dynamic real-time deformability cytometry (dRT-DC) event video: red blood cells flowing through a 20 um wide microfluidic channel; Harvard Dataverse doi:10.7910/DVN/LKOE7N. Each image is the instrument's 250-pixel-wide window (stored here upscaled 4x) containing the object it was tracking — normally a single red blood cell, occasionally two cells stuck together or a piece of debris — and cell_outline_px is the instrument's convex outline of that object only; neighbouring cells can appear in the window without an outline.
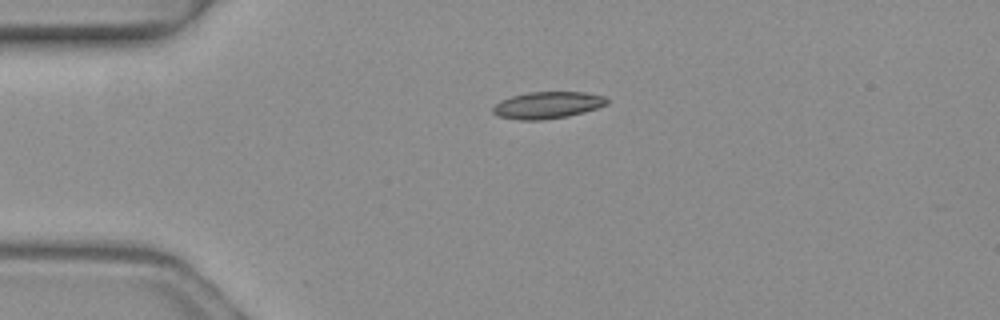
{"species": "common noctule bat (a hibernating species)", "species_latin": "Nyctalus noctula", "temperature_condition": "warm", "stored_images_in_passage": 3, "camera_frame_rate_fps": 3000, "um_per_image_px": 0.085, "animal": {"sex": "female", "body_mass_g": 19.3, "forearm_length_mm": 54.1}, "frame": {"image": 1, "passage_image": 1, "time_ms": 0.0, "image_size_px": [1000, 320], "cell_outline_px": [[608, 104], [584, 112], [568, 116], [540, 120], [520, 120], [496, 116], [492, 112], [492, 108], [500, 100], [512, 96], [528, 92], [584, 92], [604, 96], [608, 100]], "centroid_in_image_um": [46.51, 8.94], "position_along_channel_um": 38.5, "area_um2": 17.86}}
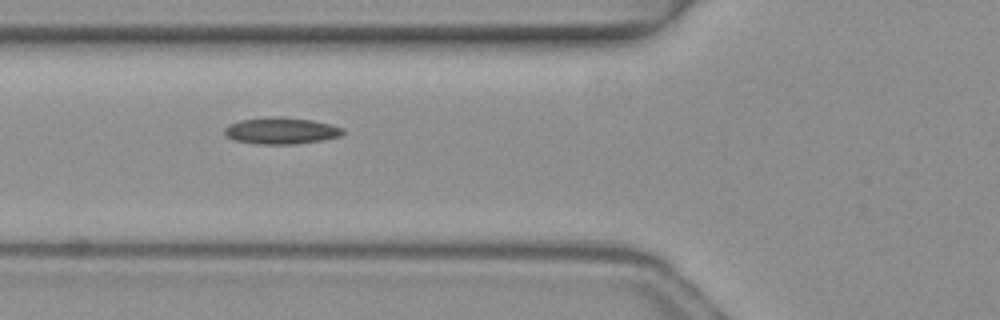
{"frame": {"image": 2, "passage_image": 3, "time_ms": 0.667, "image_size_px": [1000, 320], "cell_outline_px": [[344, 132], [340, 136], [324, 140], [296, 144], [256, 144], [232, 140], [224, 132], [224, 128], [228, 124], [240, 120], [268, 116], [280, 116], [312, 120], [344, 128]], "centroid_in_image_um": [23.87, 11.11], "position_along_channel_um": 101.9, "area_um2": 18.55}}